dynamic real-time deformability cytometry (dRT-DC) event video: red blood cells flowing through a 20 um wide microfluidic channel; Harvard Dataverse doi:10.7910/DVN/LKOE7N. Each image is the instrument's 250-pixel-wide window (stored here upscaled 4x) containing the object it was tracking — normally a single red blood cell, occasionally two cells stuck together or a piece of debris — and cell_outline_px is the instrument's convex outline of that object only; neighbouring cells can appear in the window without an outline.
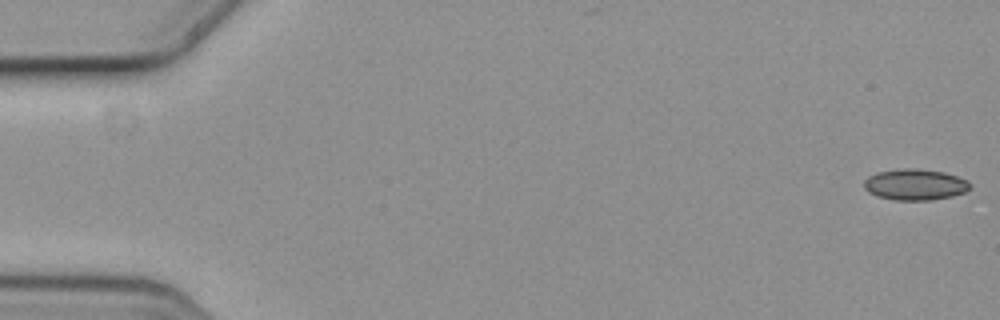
{"species": "common noctule bat (a hibernating species)", "species_latin": "Nyctalus noctula", "temperature_condition": "cold", "stored_images_in_passage": 3, "camera_frame_rate_fps": 3000, "um_per_image_px": 0.085, "animal": {"sex": "female", "body_mass_g": 19.3, "forearm_length_mm": 54.1}, "frame": {"image": 1, "passage_image": 1, "time_ms": 0.0, "image_size_px": [1000, 320], "cell_outline_px": [[972, 188], [964, 192], [952, 196], [932, 200], [892, 200], [876, 196], [868, 192], [864, 188], [864, 180], [868, 176], [876, 172], [900, 168], [916, 168], [944, 172], [968, 180], [972, 184]], "centroid_in_image_um": [77.77, 15.68], "position_along_channel_um": 7.2, "area_um2": 19.54}}